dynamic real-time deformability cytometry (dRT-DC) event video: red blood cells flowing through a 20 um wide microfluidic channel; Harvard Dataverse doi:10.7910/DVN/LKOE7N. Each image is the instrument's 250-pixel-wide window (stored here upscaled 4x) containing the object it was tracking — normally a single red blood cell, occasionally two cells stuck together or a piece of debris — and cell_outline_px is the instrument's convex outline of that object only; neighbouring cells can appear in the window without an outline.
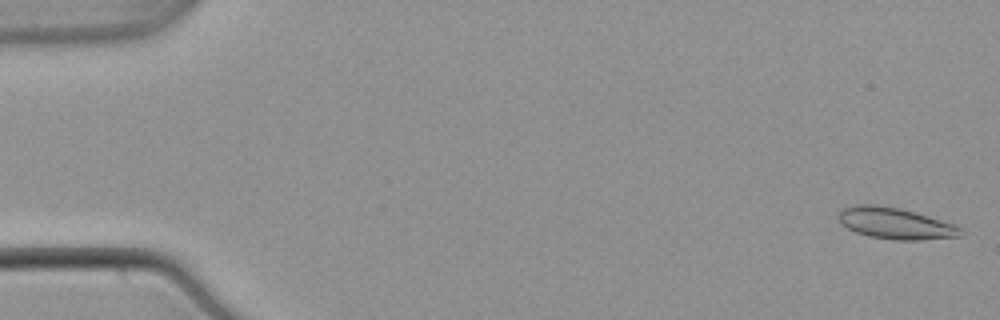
{"species": "common noctule bat (a hibernating species)", "species_latin": "Nyctalus noctula", "temperature_condition": "warm", "stored_images_in_passage": 53, "camera_frame_rate_fps": 3000, "um_per_image_px": 0.085, "animal": {"sex": "male", "body_mass_g": 21.5, "forearm_length_mm": 52.0}, "frame": {"image": 1, "passage_image": 1, "time_ms": 0.0, "image_size_px": [1000, 320], "cell_outline_px": [[964, 232], [960, 236], [920, 240], [896, 240], [868, 236], [856, 232], [840, 224], [836, 216], [844, 208], [856, 204], [876, 204], [900, 208], [916, 212], [952, 224], [960, 228]], "centroid_in_image_um": [76.06, 18.98], "position_along_channel_um": 8.9, "area_um2": 22.31}}
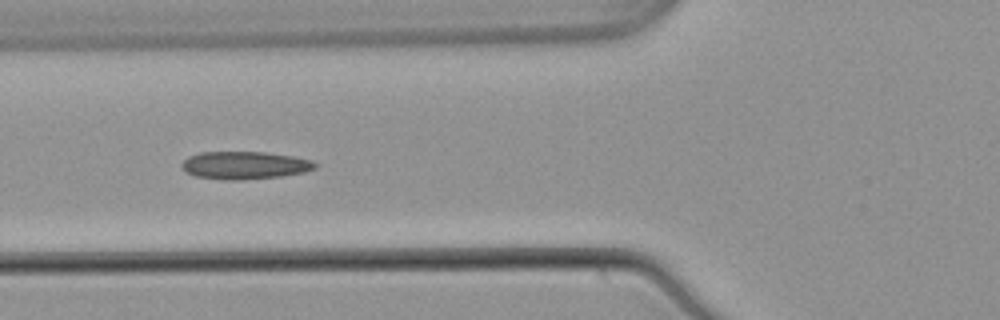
{"frame": {"image": 2, "passage_image": 20, "time_ms": 6.333, "image_size_px": [1000, 320], "cell_outline_px": [[320, 164], [316, 168], [304, 172], [280, 176], [240, 180], [224, 180], [196, 176], [188, 172], [180, 164], [188, 156], [200, 152], [264, 152], [292, 156], [312, 160]], "centroid_in_image_um": [20.83, 14.04], "position_along_channel_um": 105.0, "area_um2": 21.5}}
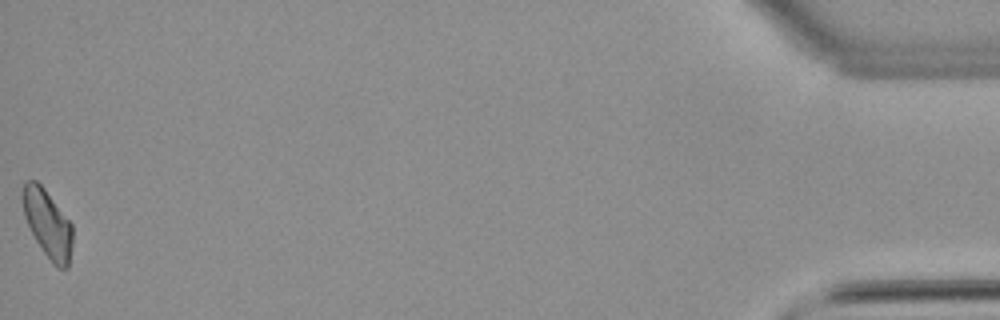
{"frame": {"image": 3, "passage_image": 53, "time_ms": 17.333, "image_size_px": [1000, 320], "cell_outline_px": [[72, 244], [68, 268], [56, 268], [52, 264], [36, 240], [24, 216], [20, 196], [24, 180], [36, 180], [44, 188], [72, 224]], "centroid_in_image_um": [4.02, 18.99], "position_along_channel_um": 431.2, "area_um2": 19.83}, "authors_computed_cell_mechanics": {"area_um2": 20.8658, "velocity_mm_per_s": 3.8683, "shape_relaxation_time_tau1_ms": null, "shape_relaxation_time_tau2_ms": 8.683, "deformation_change_tau1": null, "deformation_change_tau2": 0.1659}}